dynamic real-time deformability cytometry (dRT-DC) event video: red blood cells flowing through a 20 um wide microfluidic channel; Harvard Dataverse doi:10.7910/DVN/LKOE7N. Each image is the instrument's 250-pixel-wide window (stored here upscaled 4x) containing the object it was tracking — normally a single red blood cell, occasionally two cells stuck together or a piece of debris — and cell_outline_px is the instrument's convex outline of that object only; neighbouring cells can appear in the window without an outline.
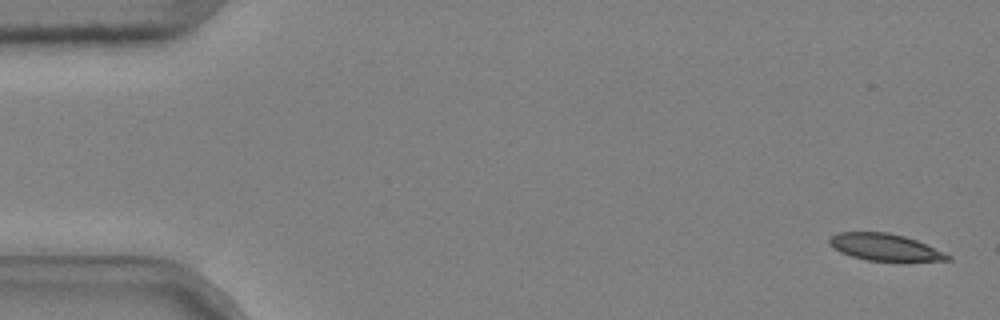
{"species": "common noctule bat (a hibernating species)", "species_latin": "Nyctalus noctula", "temperature_condition": "cold", "stored_images_in_passage": 5, "segment_of_instrument_passage": [2, 2], "camera_frame_rate_fps": 3000, "um_per_image_px": 0.085, "animal": {"sex": "male", "body_mass_g": 20.4}, "frame": {"image": 1, "passage_image": 5, "time_ms": 1.333, "image_size_px": [1000, 320], "cell_outline_px": [[952, 260], [900, 264], [868, 260], [852, 256], [840, 252], [828, 240], [828, 236], [836, 232], [888, 232], [904, 236], [916, 240], [944, 252], [952, 256]], "centroid_in_image_um": [75.3, 21.06], "position_along_channel_um": 9.7, "area_um2": 19.36}}